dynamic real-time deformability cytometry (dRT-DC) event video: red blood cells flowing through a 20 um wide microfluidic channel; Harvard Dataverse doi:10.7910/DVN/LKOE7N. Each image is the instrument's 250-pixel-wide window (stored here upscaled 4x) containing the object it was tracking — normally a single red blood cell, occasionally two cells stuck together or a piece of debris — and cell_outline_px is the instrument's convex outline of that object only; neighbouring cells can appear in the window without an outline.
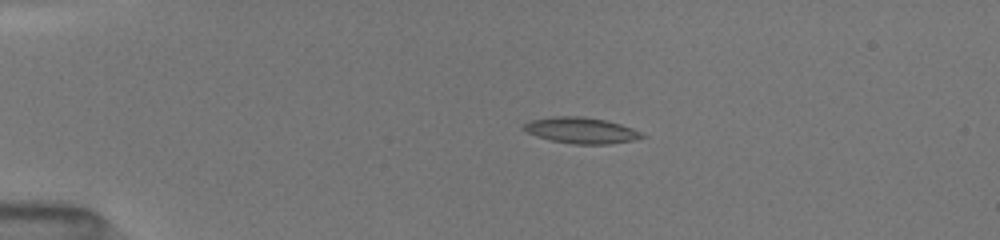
{"species": "common noctule bat (a hibernating species)", "species_latin": "Nyctalus noctula", "temperature_condition": "room temperature", "stored_images_in_passage": 16, "camera_frame_rate_fps": 3000, "um_per_image_px": 0.085, "animal": {"sex": "female", "body_mass_g": 19.5, "forearm_length_mm": 54.1}, "frame": {"image": 1, "passage_image": 3, "time_ms": 2.333, "image_size_px": [1000, 240], "cell_outline_px": [[648, 136], [636, 140], [608, 144], [572, 144], [552, 140], [536, 136], [520, 128], [524, 124], [532, 120], [552, 116], [584, 116], [604, 120], [620, 124], [632, 128]], "centroid_in_image_um": [49.41, 11.08], "position_along_channel_um": 35.6, "area_um2": 17.98}}
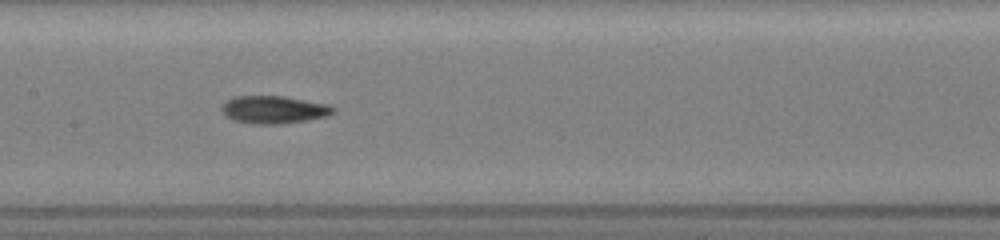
{"frame": {"image": 2, "passage_image": 10, "time_ms": 7.333, "image_size_px": [1000, 240], "cell_outline_px": [[336, 112], [328, 116], [284, 124], [252, 124], [236, 120], [228, 116], [220, 108], [224, 100], [236, 96], [284, 96], [328, 104], [336, 108]], "centroid_in_image_um": [23.31, 9.31], "position_along_channel_um": 184.1, "area_um2": 18.09}}
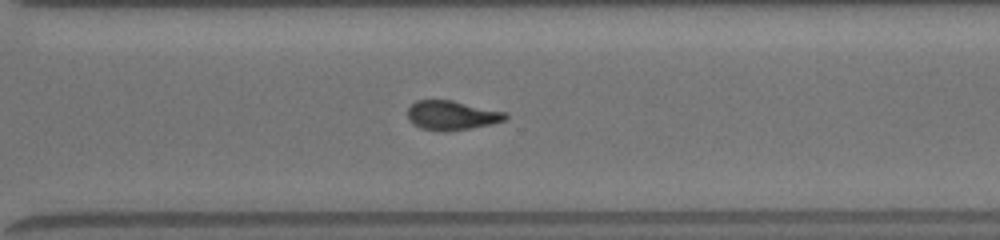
{"frame": {"image": 3, "passage_image": 16, "time_ms": 11.0, "image_size_px": [1000, 240], "cell_outline_px": [[508, 116], [504, 120], [492, 124], [472, 128], [420, 128], [412, 124], [408, 120], [408, 108], [416, 100], [452, 100], [508, 112]], "centroid_in_image_um": [38.43, 9.75], "position_along_channel_um": 332.2, "area_um2": 16.18}}